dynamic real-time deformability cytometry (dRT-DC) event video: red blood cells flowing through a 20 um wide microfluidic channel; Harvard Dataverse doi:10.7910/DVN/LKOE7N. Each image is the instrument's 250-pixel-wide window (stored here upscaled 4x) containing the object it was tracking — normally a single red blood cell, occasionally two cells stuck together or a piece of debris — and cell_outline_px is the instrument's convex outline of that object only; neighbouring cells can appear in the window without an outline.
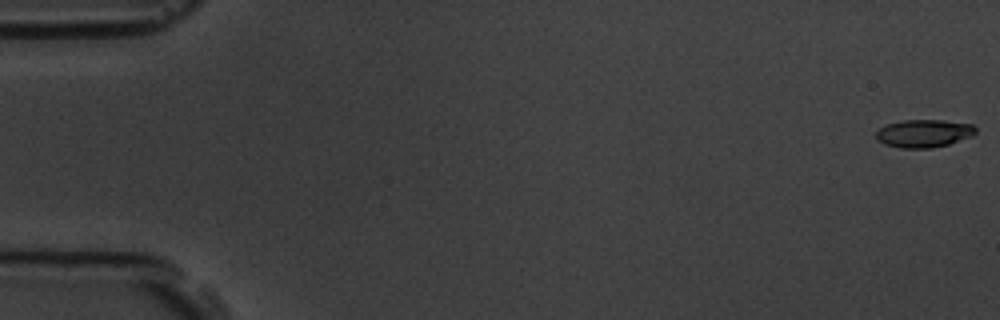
{"species": "common noctule bat (a hibernating species)", "species_latin": "Nyctalus noctula", "temperature_condition": "room temperature", "stored_images_in_passage": 5, "camera_frame_rate_fps": 3000, "um_per_image_px": 0.085, "animal": {"sex": "male", "body_mass_g": 19.5, "forearm_length_mm": 54.6}, "frame": {"image": 1, "passage_image": 1, "time_ms": 0.0, "image_size_px": [1000, 320], "cell_outline_px": [[976, 132], [972, 136], [948, 144], [932, 148], [900, 148], [884, 144], [876, 140], [876, 132], [880, 128], [888, 124], [904, 120], [944, 120], [972, 124], [976, 128]], "centroid_in_image_um": [78.52, 11.34], "position_along_channel_um": 6.5, "area_um2": 16.18}}
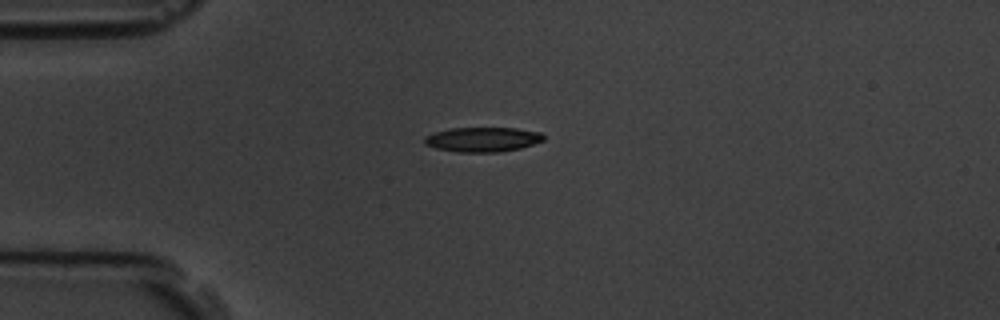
{"frame": {"image": 2, "passage_image": 5, "time_ms": 4.667, "image_size_px": [1000, 320], "cell_outline_px": [[544, 140], [520, 148], [500, 152], [460, 152], [436, 148], [424, 144], [424, 136], [448, 128], [516, 128], [540, 132], [544, 136]], "centroid_in_image_um": [41.01, 11.85], "position_along_channel_um": 44.0, "area_um2": 17.05}}